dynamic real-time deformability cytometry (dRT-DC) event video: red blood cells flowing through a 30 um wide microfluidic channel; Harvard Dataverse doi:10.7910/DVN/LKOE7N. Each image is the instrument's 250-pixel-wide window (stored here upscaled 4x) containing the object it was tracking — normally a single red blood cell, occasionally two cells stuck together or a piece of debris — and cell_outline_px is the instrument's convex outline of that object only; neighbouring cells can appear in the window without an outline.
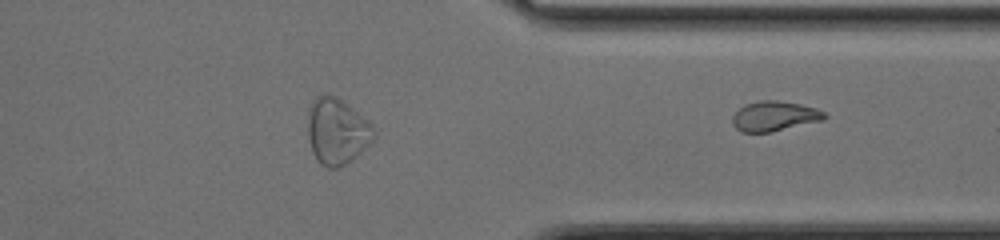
{"species": "common noctule bat (a hibernating species)", "species_latin": "Nyctalus noctula", "temperature_condition": "cold", "stored_images_in_passage": 25, "segment_of_instrument_passage": [2, 2], "camera_frame_rate_fps": 3000, "um_per_image_px": 0.085, "animal": {"sex": "female", "body_mass_g": 17.0, "forearm_length_mm": 48.0}, "frame": {"image": 1, "passage_image": 25, "time_ms": 8.0, "image_size_px": [1000, 240], "cell_outline_px": [[828, 116], [824, 120], [768, 132], [740, 132], [732, 124], [732, 116], [744, 104], [760, 100], [776, 100], [800, 104], [816, 108], [824, 112]], "centroid_in_image_um": [65.82, 9.86], "position_along_channel_um": 345.6, "area_um2": 16.01}}